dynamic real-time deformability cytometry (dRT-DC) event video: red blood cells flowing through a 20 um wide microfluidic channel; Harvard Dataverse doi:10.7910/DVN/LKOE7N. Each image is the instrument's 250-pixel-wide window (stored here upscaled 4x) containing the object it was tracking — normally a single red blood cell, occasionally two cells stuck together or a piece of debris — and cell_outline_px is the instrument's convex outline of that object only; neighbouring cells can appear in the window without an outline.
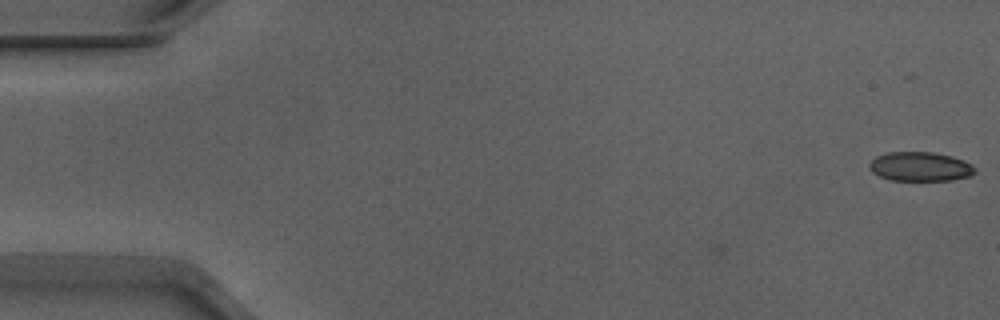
{"species": "Egyptian fruit bat (a non-hibernating species)", "species_latin": "Rousettus aegyptiacus", "temperature_condition": "warm", "stored_images_in_passage": 53, "camera_frame_rate_fps": 3000, "um_per_image_px": 0.085, "animal": {"sex": "male"}, "frame": {"image": 1, "passage_image": 1, "time_ms": 0.0, "image_size_px": [1000, 320], "cell_outline_px": [[976, 172], [972, 176], [952, 180], [892, 180], [880, 176], [872, 172], [868, 164], [876, 156], [888, 152], [932, 152], [952, 156], [964, 160], [972, 164], [976, 168]], "centroid_in_image_um": [78.26, 14.16], "position_along_channel_um": 6.7, "area_um2": 18.09}}
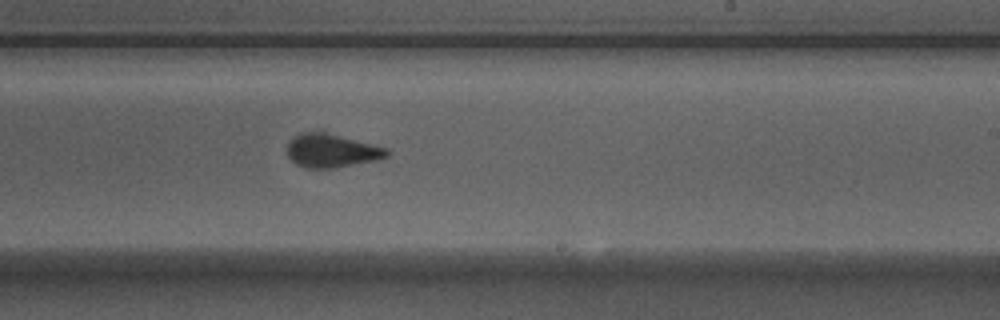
{"frame": {"image": 2, "passage_image": 32, "time_ms": 10.333, "image_size_px": [1000, 320], "cell_outline_px": [[392, 152], [388, 156], [376, 160], [332, 168], [304, 168], [296, 164], [288, 156], [288, 144], [292, 136], [300, 132], [320, 128], [324, 128], [388, 148]], "centroid_in_image_um": [28.2, 12.72], "position_along_channel_um": 260.8, "area_um2": 20.69}}
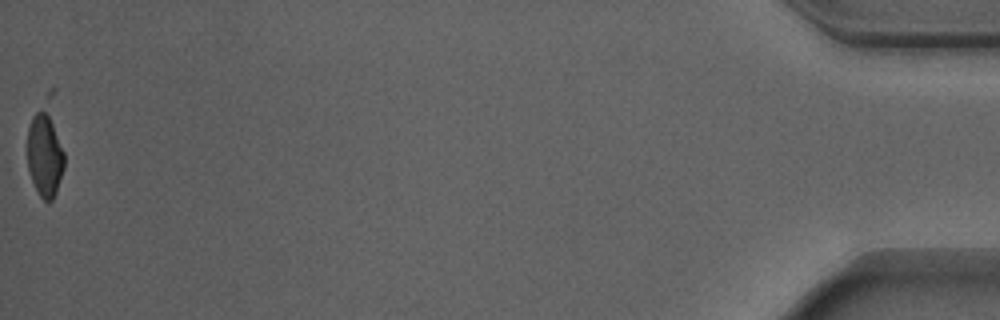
{"frame": {"image": 3, "passage_image": 53, "time_ms": 17.333, "image_size_px": [1000, 320], "cell_outline_px": [[64, 168], [56, 192], [52, 200], [44, 200], [40, 196], [32, 180], [28, 168], [28, 128], [32, 116], [36, 112], [44, 112], [48, 116], [52, 124], [64, 152]], "centroid_in_image_um": [3.8, 13.25], "position_along_channel_um": 431.4, "area_um2": 17.22}, "authors_computed_cell_mechanics": {"area_um2": 19.4208, "velocity_mm_per_s": 3.9163, "shape_relaxation_time_tau1_ms": 3.89, "shape_relaxation_time_tau2_ms": 0.7005, "deformation_change_tau1": 0.1433, "deformation_change_tau2": 0.0556}}